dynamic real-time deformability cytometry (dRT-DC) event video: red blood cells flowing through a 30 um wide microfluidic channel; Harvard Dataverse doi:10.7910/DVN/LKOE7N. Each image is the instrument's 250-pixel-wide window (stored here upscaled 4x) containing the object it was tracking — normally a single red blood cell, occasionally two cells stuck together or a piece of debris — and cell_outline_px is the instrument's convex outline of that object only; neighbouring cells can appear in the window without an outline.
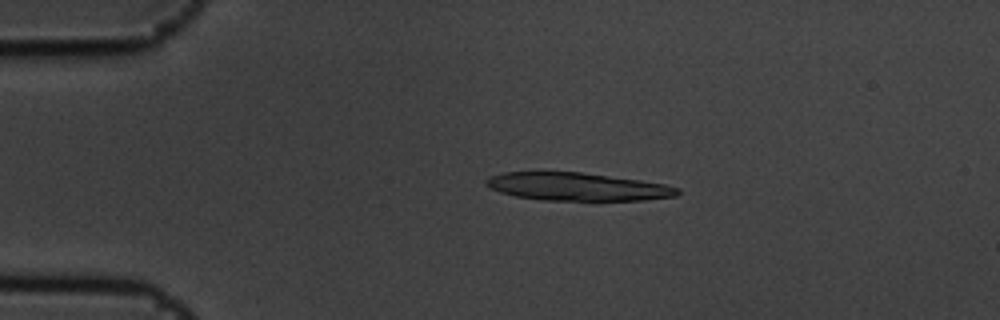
{"species": "common noctule bat (a hibernating species)", "species_latin": "Nyctalus noctula", "temperature_condition": "cold", "stored_images_in_passage": 6, "segment_of_instrument_passage": [1, 2], "camera_frame_rate_fps": 3000, "um_per_image_px": 0.085, "animal": {"sex": "male", "body_mass_g": 19.5, "forearm_length_mm": 54.6}, "frame": {"image": 1, "passage_image": 2, "time_ms": 0.333, "image_size_px": [1000, 320], "cell_outline_px": [[680, 192], [676, 196], [644, 200], [596, 204], [544, 200], [516, 196], [500, 192], [484, 184], [484, 180], [488, 176], [504, 172], [580, 172], [640, 180], [664, 184], [680, 188]], "centroid_in_image_um": [49.12, 15.92], "position_along_channel_um": 35.9, "area_um2": 32.48}}